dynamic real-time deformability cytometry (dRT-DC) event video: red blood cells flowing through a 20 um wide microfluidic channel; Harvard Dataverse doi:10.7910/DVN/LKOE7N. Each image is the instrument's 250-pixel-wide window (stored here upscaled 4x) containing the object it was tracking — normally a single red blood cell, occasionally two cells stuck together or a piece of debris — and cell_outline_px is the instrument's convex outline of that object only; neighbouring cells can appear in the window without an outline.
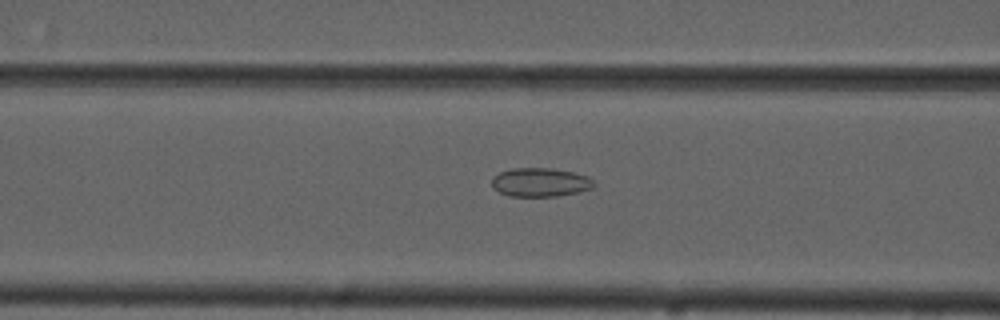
{"species": "common noctule bat (a hibernating species)", "species_latin": "Nyctalus noctula", "temperature_condition": "cold", "stored_images_in_passage": 51, "camera_frame_rate_fps": 3000, "um_per_image_px": 0.085, "animal": {"sex": "male", "forearm_length_mm": 52.5}, "frame": {"image": 1, "passage_image": 18, "time_ms": 5.667, "image_size_px": [1000, 320], "cell_outline_px": [[596, 184], [592, 188], [576, 192], [556, 196], [508, 196], [492, 188], [492, 176], [500, 172], [512, 168], [552, 168], [576, 172], [588, 176]], "centroid_in_image_um": [45.91, 15.48], "position_along_channel_um": 120.7, "area_um2": 17.22}}
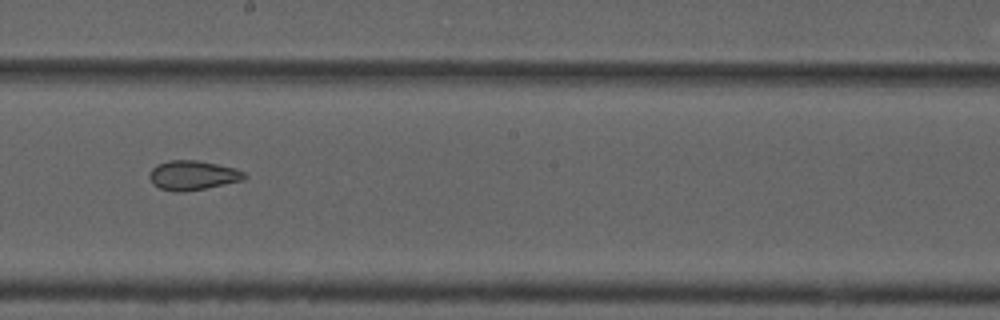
{"frame": {"image": 2, "passage_image": 27, "time_ms": 8.667, "image_size_px": [1000, 320], "cell_outline_px": [[248, 176], [244, 180], [184, 192], [176, 192], [160, 188], [152, 184], [148, 176], [152, 168], [156, 164], [168, 160], [196, 160], [236, 168], [244, 172]], "centroid_in_image_um": [16.36, 14.89], "position_along_channel_um": 231.8, "area_um2": 16.36}}
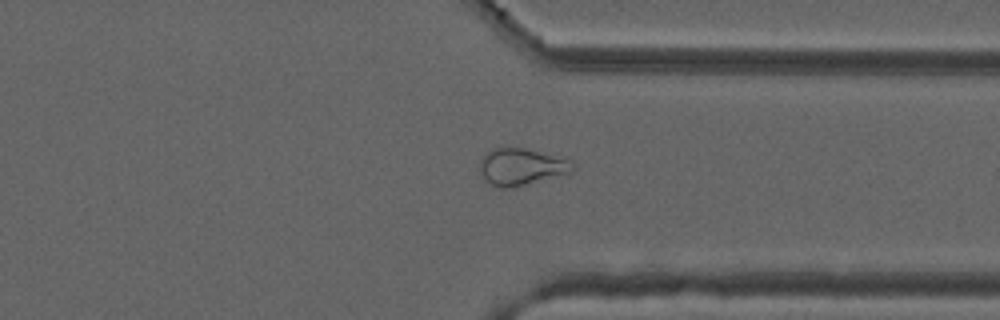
{"frame": {"image": 3, "passage_image": 38, "time_ms": 12.333, "image_size_px": [1000, 320], "cell_outline_px": [[576, 168], [572, 172], [512, 188], [496, 188], [480, 172], [480, 160], [492, 148], [524, 148], [572, 160]], "centroid_in_image_um": [44.34, 14.18], "position_along_channel_um": 367.1, "area_um2": 19.77}, "authors_computed_cell_mechanics": {"area_um2": 20.3456, "velocity_mm_per_s": 3.7025, "shape_relaxation_time_tau1_ms": null, "shape_relaxation_time_tau2_ms": 1.8379, "deformation_change_tau1": null, "deformation_change_tau2": 0.0652}}